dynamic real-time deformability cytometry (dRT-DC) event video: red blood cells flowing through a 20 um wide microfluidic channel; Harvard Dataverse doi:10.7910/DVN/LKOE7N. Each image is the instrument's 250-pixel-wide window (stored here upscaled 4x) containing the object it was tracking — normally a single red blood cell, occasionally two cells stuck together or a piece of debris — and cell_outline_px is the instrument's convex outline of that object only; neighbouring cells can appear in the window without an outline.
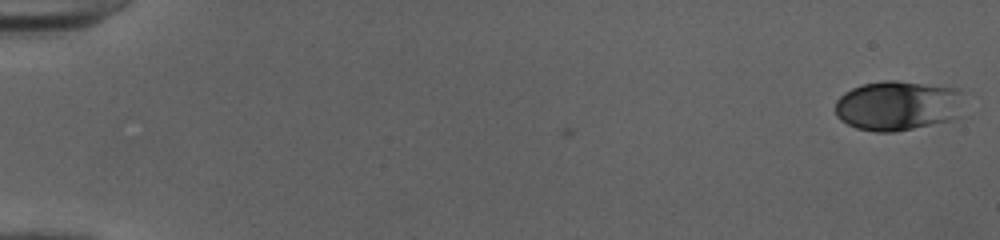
{"species": "human", "species_latin": "Homo sapiens", "temperature_condition": "cold", "stored_images_in_passage": 51, "camera_frame_rate_fps": 3000, "um_per_image_px": 0.085, "donor": {"sex": "female"}, "frame": {"image": 1, "passage_image": 1, "time_ms": 0.0, "image_size_px": [1000, 240], "cell_outline_px": [[960, 92], [956, 116], [952, 120], [896, 132], [876, 132], [856, 128], [840, 120], [836, 116], [836, 100], [844, 92], [852, 88], [864, 84], [884, 80], [896, 80], [956, 88]], "centroid_in_image_um": [76.22, 8.99], "position_along_channel_um": 8.8, "area_um2": 36.99}}
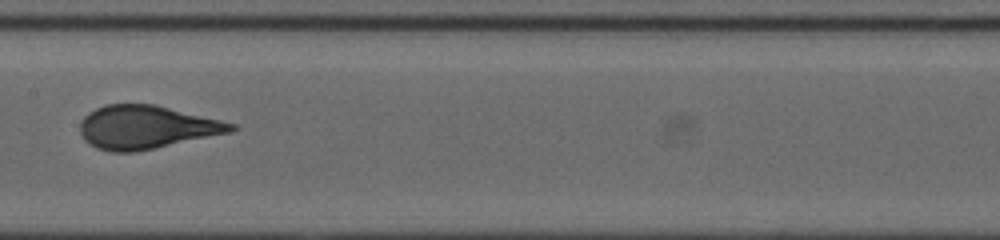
{"frame": {"image": 2, "passage_image": 28, "time_ms": 9.0, "image_size_px": [1000, 240], "cell_outline_px": [[240, 128], [232, 132], [136, 152], [112, 152], [96, 148], [84, 140], [80, 132], [80, 120], [88, 112], [104, 104], [152, 104], [236, 124]], "centroid_in_image_um": [12.41, 10.82], "position_along_channel_um": 195.0, "area_um2": 38.03}}
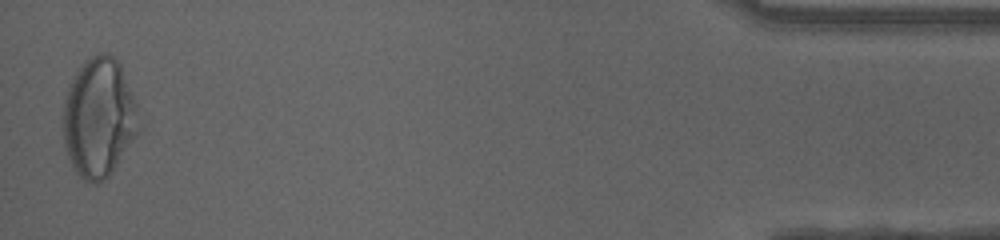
{"frame": {"image": 3, "passage_image": 51, "time_ms": 16.667, "image_size_px": [1000, 240], "cell_outline_px": [[140, 128], [136, 136], [108, 176], [104, 180], [96, 184], [92, 184], [84, 180], [76, 172], [68, 156], [64, 144], [64, 100], [68, 84], [72, 76], [80, 64], [84, 60], [100, 52], [108, 52], [120, 64], [136, 104]], "centroid_in_image_um": [8.39, 9.97], "position_along_channel_um": 426.8, "area_um2": 52.48}, "authors_computed_cell_mechanics": {"area_um2": 37.6278, "velocity_mm_per_s": 4.0344, "shape_relaxation_time_tau1_ms": 5.28, "shape_relaxation_time_tau2_ms": null, "deformation_change_tau1": 0.1937, "deformation_change_tau2": null}}